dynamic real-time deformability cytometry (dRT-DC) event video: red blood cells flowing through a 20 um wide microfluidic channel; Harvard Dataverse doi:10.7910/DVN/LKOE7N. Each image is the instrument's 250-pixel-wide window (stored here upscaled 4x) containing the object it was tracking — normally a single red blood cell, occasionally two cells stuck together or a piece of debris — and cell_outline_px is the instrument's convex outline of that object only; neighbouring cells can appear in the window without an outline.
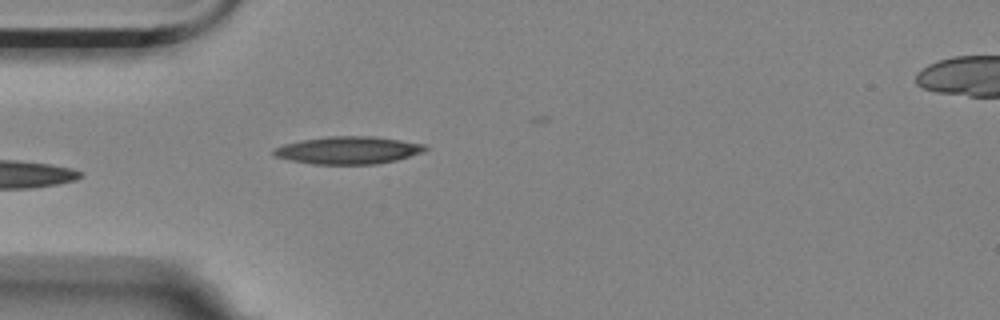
{"species": "Egyptian fruit bat (a non-hibernating species)", "species_latin": "Rousettus aegyptiacus", "temperature_condition": "room temperature", "stored_images_in_passage": 6, "camera_frame_rate_fps": 3000, "um_per_image_px": 0.085, "animal": {"sex": "female"}, "frame": {"image": 1, "passage_image": 5, "time_ms": 1.333, "image_size_px": [1000, 320], "cell_outline_px": [[428, 148], [424, 152], [396, 160], [376, 164], [312, 164], [292, 160], [276, 156], [272, 152], [272, 148], [284, 144], [300, 140], [328, 136], [372, 136], [424, 144]], "centroid_in_image_um": [29.59, 12.76], "position_along_channel_um": 55.4, "area_um2": 24.22}}